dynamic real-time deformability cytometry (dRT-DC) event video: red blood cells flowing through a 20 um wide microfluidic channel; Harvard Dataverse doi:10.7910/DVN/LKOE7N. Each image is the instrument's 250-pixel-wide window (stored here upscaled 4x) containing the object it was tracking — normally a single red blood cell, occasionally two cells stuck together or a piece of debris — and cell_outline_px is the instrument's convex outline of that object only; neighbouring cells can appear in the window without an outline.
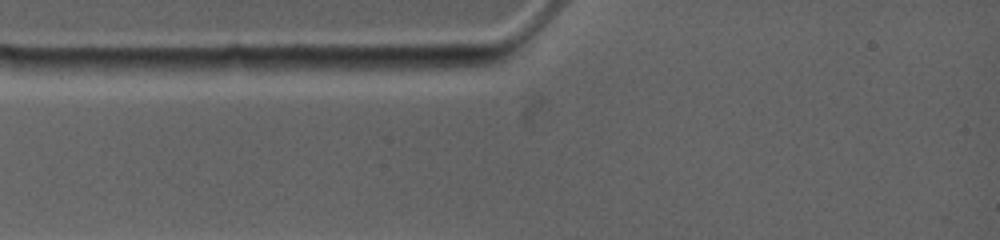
{"species": "common noctule bat (a hibernating species)", "species_latin": "Nyctalus noctula", "temperature_condition": "warm", "stored_images_in_passage": 4, "segment_of_instrument_passage": [1, 2], "camera_frame_rate_fps": 4500, "um_per_image_px": 0.085, "animal": {"sex": "female", "body_mass_g": 19.0, "forearm_length_mm": 53.3}, "frame": {"image": 1, "passage_image": 2, "time_ms": 0.222, "image_size_px": [1000, 240], "cell_outline_px": [[200, 68], [188, 76], [108, 76], [48, 68], [36, 60], [32, 56], [196, 60]], "centroid_in_image_um": [10.32, 5.62], "position_along_channel_um": 74.7, "area_um2": 18.03}}